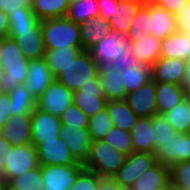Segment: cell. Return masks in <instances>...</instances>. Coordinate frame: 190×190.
I'll return each instance as SVG.
<instances>
[{"label": "cell", "mask_w": 190, "mask_h": 190, "mask_svg": "<svg viewBox=\"0 0 190 190\" xmlns=\"http://www.w3.org/2000/svg\"><path fill=\"white\" fill-rule=\"evenodd\" d=\"M45 49L82 47L79 24L67 17L41 20Z\"/></svg>", "instance_id": "1"}, {"label": "cell", "mask_w": 190, "mask_h": 190, "mask_svg": "<svg viewBox=\"0 0 190 190\" xmlns=\"http://www.w3.org/2000/svg\"><path fill=\"white\" fill-rule=\"evenodd\" d=\"M126 156L104 140L93 141L84 167L102 178H112L123 166Z\"/></svg>", "instance_id": "2"}, {"label": "cell", "mask_w": 190, "mask_h": 190, "mask_svg": "<svg viewBox=\"0 0 190 190\" xmlns=\"http://www.w3.org/2000/svg\"><path fill=\"white\" fill-rule=\"evenodd\" d=\"M98 71V64L90 51L83 50L55 79L69 90L76 91L89 83Z\"/></svg>", "instance_id": "3"}, {"label": "cell", "mask_w": 190, "mask_h": 190, "mask_svg": "<svg viewBox=\"0 0 190 190\" xmlns=\"http://www.w3.org/2000/svg\"><path fill=\"white\" fill-rule=\"evenodd\" d=\"M156 163L155 153L132 152L126 156L123 166L114 174L112 179L122 187L130 189L139 176Z\"/></svg>", "instance_id": "4"}, {"label": "cell", "mask_w": 190, "mask_h": 190, "mask_svg": "<svg viewBox=\"0 0 190 190\" xmlns=\"http://www.w3.org/2000/svg\"><path fill=\"white\" fill-rule=\"evenodd\" d=\"M39 165L36 146L33 144L13 146V150H10V157L3 171L0 173V176L9 182L12 178L28 172Z\"/></svg>", "instance_id": "5"}, {"label": "cell", "mask_w": 190, "mask_h": 190, "mask_svg": "<svg viewBox=\"0 0 190 190\" xmlns=\"http://www.w3.org/2000/svg\"><path fill=\"white\" fill-rule=\"evenodd\" d=\"M73 103L89 117L106 108L107 99L102 91L98 74L91 78L85 86L73 91Z\"/></svg>", "instance_id": "6"}, {"label": "cell", "mask_w": 190, "mask_h": 190, "mask_svg": "<svg viewBox=\"0 0 190 190\" xmlns=\"http://www.w3.org/2000/svg\"><path fill=\"white\" fill-rule=\"evenodd\" d=\"M43 177L42 190H70L84 164L74 165H40Z\"/></svg>", "instance_id": "7"}, {"label": "cell", "mask_w": 190, "mask_h": 190, "mask_svg": "<svg viewBox=\"0 0 190 190\" xmlns=\"http://www.w3.org/2000/svg\"><path fill=\"white\" fill-rule=\"evenodd\" d=\"M72 103L73 91L54 79L44 94L37 100V108L60 117Z\"/></svg>", "instance_id": "8"}, {"label": "cell", "mask_w": 190, "mask_h": 190, "mask_svg": "<svg viewBox=\"0 0 190 190\" xmlns=\"http://www.w3.org/2000/svg\"><path fill=\"white\" fill-rule=\"evenodd\" d=\"M128 45L129 42L124 35L111 29L108 35L89 51L100 68L110 65L113 60L119 59L124 54V48Z\"/></svg>", "instance_id": "9"}, {"label": "cell", "mask_w": 190, "mask_h": 190, "mask_svg": "<svg viewBox=\"0 0 190 190\" xmlns=\"http://www.w3.org/2000/svg\"><path fill=\"white\" fill-rule=\"evenodd\" d=\"M32 144L38 147L43 141L60 137V117L44 112L37 107L31 114Z\"/></svg>", "instance_id": "10"}, {"label": "cell", "mask_w": 190, "mask_h": 190, "mask_svg": "<svg viewBox=\"0 0 190 190\" xmlns=\"http://www.w3.org/2000/svg\"><path fill=\"white\" fill-rule=\"evenodd\" d=\"M157 162L172 166L173 164L190 160V133L177 132L155 152Z\"/></svg>", "instance_id": "11"}, {"label": "cell", "mask_w": 190, "mask_h": 190, "mask_svg": "<svg viewBox=\"0 0 190 190\" xmlns=\"http://www.w3.org/2000/svg\"><path fill=\"white\" fill-rule=\"evenodd\" d=\"M60 137L68 145L75 160L81 164H85L93 142L89 129L62 125Z\"/></svg>", "instance_id": "12"}, {"label": "cell", "mask_w": 190, "mask_h": 190, "mask_svg": "<svg viewBox=\"0 0 190 190\" xmlns=\"http://www.w3.org/2000/svg\"><path fill=\"white\" fill-rule=\"evenodd\" d=\"M125 100L138 117L151 118L158 114L156 83L153 80L127 94Z\"/></svg>", "instance_id": "13"}, {"label": "cell", "mask_w": 190, "mask_h": 190, "mask_svg": "<svg viewBox=\"0 0 190 190\" xmlns=\"http://www.w3.org/2000/svg\"><path fill=\"white\" fill-rule=\"evenodd\" d=\"M9 37L14 38L23 55L28 60H37L45 57L46 49L41 21L31 28L30 31L9 32Z\"/></svg>", "instance_id": "14"}, {"label": "cell", "mask_w": 190, "mask_h": 190, "mask_svg": "<svg viewBox=\"0 0 190 190\" xmlns=\"http://www.w3.org/2000/svg\"><path fill=\"white\" fill-rule=\"evenodd\" d=\"M37 150L40 165H74L78 163L61 137L43 141Z\"/></svg>", "instance_id": "15"}, {"label": "cell", "mask_w": 190, "mask_h": 190, "mask_svg": "<svg viewBox=\"0 0 190 190\" xmlns=\"http://www.w3.org/2000/svg\"><path fill=\"white\" fill-rule=\"evenodd\" d=\"M31 114L12 115L0 134L12 145L32 144Z\"/></svg>", "instance_id": "16"}, {"label": "cell", "mask_w": 190, "mask_h": 190, "mask_svg": "<svg viewBox=\"0 0 190 190\" xmlns=\"http://www.w3.org/2000/svg\"><path fill=\"white\" fill-rule=\"evenodd\" d=\"M186 66V60L160 57L151 66L152 80L181 85Z\"/></svg>", "instance_id": "17"}, {"label": "cell", "mask_w": 190, "mask_h": 190, "mask_svg": "<svg viewBox=\"0 0 190 190\" xmlns=\"http://www.w3.org/2000/svg\"><path fill=\"white\" fill-rule=\"evenodd\" d=\"M54 79L55 77L48 67L45 57L37 60H30L29 72L25 84L36 100L44 94Z\"/></svg>", "instance_id": "18"}, {"label": "cell", "mask_w": 190, "mask_h": 190, "mask_svg": "<svg viewBox=\"0 0 190 190\" xmlns=\"http://www.w3.org/2000/svg\"><path fill=\"white\" fill-rule=\"evenodd\" d=\"M102 91L107 101L122 100L126 98L127 92L122 79V73L111 65L99 68Z\"/></svg>", "instance_id": "19"}, {"label": "cell", "mask_w": 190, "mask_h": 190, "mask_svg": "<svg viewBox=\"0 0 190 190\" xmlns=\"http://www.w3.org/2000/svg\"><path fill=\"white\" fill-rule=\"evenodd\" d=\"M83 50L89 51L98 42L103 40L111 30V24L105 17L98 15L79 24Z\"/></svg>", "instance_id": "20"}, {"label": "cell", "mask_w": 190, "mask_h": 190, "mask_svg": "<svg viewBox=\"0 0 190 190\" xmlns=\"http://www.w3.org/2000/svg\"><path fill=\"white\" fill-rule=\"evenodd\" d=\"M170 184L169 166L157 162L133 183L129 190H161Z\"/></svg>", "instance_id": "21"}, {"label": "cell", "mask_w": 190, "mask_h": 190, "mask_svg": "<svg viewBox=\"0 0 190 190\" xmlns=\"http://www.w3.org/2000/svg\"><path fill=\"white\" fill-rule=\"evenodd\" d=\"M145 2L146 0H121L118 7H115L112 19L109 20L111 29L126 36L130 30L131 21Z\"/></svg>", "instance_id": "22"}, {"label": "cell", "mask_w": 190, "mask_h": 190, "mask_svg": "<svg viewBox=\"0 0 190 190\" xmlns=\"http://www.w3.org/2000/svg\"><path fill=\"white\" fill-rule=\"evenodd\" d=\"M130 133L134 152L155 153L152 118L139 117Z\"/></svg>", "instance_id": "23"}, {"label": "cell", "mask_w": 190, "mask_h": 190, "mask_svg": "<svg viewBox=\"0 0 190 190\" xmlns=\"http://www.w3.org/2000/svg\"><path fill=\"white\" fill-rule=\"evenodd\" d=\"M158 114L163 115L176 105L180 104L187 95L181 85L155 82Z\"/></svg>", "instance_id": "24"}, {"label": "cell", "mask_w": 190, "mask_h": 190, "mask_svg": "<svg viewBox=\"0 0 190 190\" xmlns=\"http://www.w3.org/2000/svg\"><path fill=\"white\" fill-rule=\"evenodd\" d=\"M176 31L175 15L151 2L150 34L163 40Z\"/></svg>", "instance_id": "25"}, {"label": "cell", "mask_w": 190, "mask_h": 190, "mask_svg": "<svg viewBox=\"0 0 190 190\" xmlns=\"http://www.w3.org/2000/svg\"><path fill=\"white\" fill-rule=\"evenodd\" d=\"M162 40L149 34L136 42H129L134 56L143 64L152 66L161 57Z\"/></svg>", "instance_id": "26"}, {"label": "cell", "mask_w": 190, "mask_h": 190, "mask_svg": "<svg viewBox=\"0 0 190 190\" xmlns=\"http://www.w3.org/2000/svg\"><path fill=\"white\" fill-rule=\"evenodd\" d=\"M190 54V39L187 34L176 31L162 40L161 57L187 60Z\"/></svg>", "instance_id": "27"}, {"label": "cell", "mask_w": 190, "mask_h": 190, "mask_svg": "<svg viewBox=\"0 0 190 190\" xmlns=\"http://www.w3.org/2000/svg\"><path fill=\"white\" fill-rule=\"evenodd\" d=\"M106 107L115 127L131 131L138 116L129 107L125 99L107 101Z\"/></svg>", "instance_id": "28"}, {"label": "cell", "mask_w": 190, "mask_h": 190, "mask_svg": "<svg viewBox=\"0 0 190 190\" xmlns=\"http://www.w3.org/2000/svg\"><path fill=\"white\" fill-rule=\"evenodd\" d=\"M30 62L1 63L4 74L0 81V92L8 93L16 86L26 83Z\"/></svg>", "instance_id": "29"}, {"label": "cell", "mask_w": 190, "mask_h": 190, "mask_svg": "<svg viewBox=\"0 0 190 190\" xmlns=\"http://www.w3.org/2000/svg\"><path fill=\"white\" fill-rule=\"evenodd\" d=\"M83 51V47L46 49L48 67L56 78Z\"/></svg>", "instance_id": "30"}, {"label": "cell", "mask_w": 190, "mask_h": 190, "mask_svg": "<svg viewBox=\"0 0 190 190\" xmlns=\"http://www.w3.org/2000/svg\"><path fill=\"white\" fill-rule=\"evenodd\" d=\"M8 95L13 115L32 114L37 107V100L25 83L16 86L13 90L8 92Z\"/></svg>", "instance_id": "31"}, {"label": "cell", "mask_w": 190, "mask_h": 190, "mask_svg": "<svg viewBox=\"0 0 190 190\" xmlns=\"http://www.w3.org/2000/svg\"><path fill=\"white\" fill-rule=\"evenodd\" d=\"M151 1L146 0L139 9L137 15L131 21V27L125 39L128 42H136L150 34Z\"/></svg>", "instance_id": "32"}, {"label": "cell", "mask_w": 190, "mask_h": 190, "mask_svg": "<svg viewBox=\"0 0 190 190\" xmlns=\"http://www.w3.org/2000/svg\"><path fill=\"white\" fill-rule=\"evenodd\" d=\"M31 8L41 21L50 18L66 17L69 3L67 0H34Z\"/></svg>", "instance_id": "33"}, {"label": "cell", "mask_w": 190, "mask_h": 190, "mask_svg": "<svg viewBox=\"0 0 190 190\" xmlns=\"http://www.w3.org/2000/svg\"><path fill=\"white\" fill-rule=\"evenodd\" d=\"M122 73L127 94L136 91L152 80L151 67L141 63L138 67L129 66Z\"/></svg>", "instance_id": "34"}, {"label": "cell", "mask_w": 190, "mask_h": 190, "mask_svg": "<svg viewBox=\"0 0 190 190\" xmlns=\"http://www.w3.org/2000/svg\"><path fill=\"white\" fill-rule=\"evenodd\" d=\"M163 115L177 132L190 133V97Z\"/></svg>", "instance_id": "35"}, {"label": "cell", "mask_w": 190, "mask_h": 190, "mask_svg": "<svg viewBox=\"0 0 190 190\" xmlns=\"http://www.w3.org/2000/svg\"><path fill=\"white\" fill-rule=\"evenodd\" d=\"M99 15L97 0H79L69 5L66 17L76 24L84 23Z\"/></svg>", "instance_id": "36"}, {"label": "cell", "mask_w": 190, "mask_h": 190, "mask_svg": "<svg viewBox=\"0 0 190 190\" xmlns=\"http://www.w3.org/2000/svg\"><path fill=\"white\" fill-rule=\"evenodd\" d=\"M43 187V177L40 165L28 172L12 178L8 182L9 190H42Z\"/></svg>", "instance_id": "37"}, {"label": "cell", "mask_w": 190, "mask_h": 190, "mask_svg": "<svg viewBox=\"0 0 190 190\" xmlns=\"http://www.w3.org/2000/svg\"><path fill=\"white\" fill-rule=\"evenodd\" d=\"M8 18L9 32L30 31L40 21L32 8H21V11L10 13Z\"/></svg>", "instance_id": "38"}, {"label": "cell", "mask_w": 190, "mask_h": 190, "mask_svg": "<svg viewBox=\"0 0 190 190\" xmlns=\"http://www.w3.org/2000/svg\"><path fill=\"white\" fill-rule=\"evenodd\" d=\"M113 127L107 107L90 117L88 129L93 141L103 140Z\"/></svg>", "instance_id": "39"}, {"label": "cell", "mask_w": 190, "mask_h": 190, "mask_svg": "<svg viewBox=\"0 0 190 190\" xmlns=\"http://www.w3.org/2000/svg\"><path fill=\"white\" fill-rule=\"evenodd\" d=\"M103 140L125 155L134 152L130 131L114 126Z\"/></svg>", "instance_id": "40"}, {"label": "cell", "mask_w": 190, "mask_h": 190, "mask_svg": "<svg viewBox=\"0 0 190 190\" xmlns=\"http://www.w3.org/2000/svg\"><path fill=\"white\" fill-rule=\"evenodd\" d=\"M170 169V184L175 190H190V160L173 164Z\"/></svg>", "instance_id": "41"}, {"label": "cell", "mask_w": 190, "mask_h": 190, "mask_svg": "<svg viewBox=\"0 0 190 190\" xmlns=\"http://www.w3.org/2000/svg\"><path fill=\"white\" fill-rule=\"evenodd\" d=\"M1 63L30 62L22 53L14 38L6 37L0 40Z\"/></svg>", "instance_id": "42"}, {"label": "cell", "mask_w": 190, "mask_h": 190, "mask_svg": "<svg viewBox=\"0 0 190 190\" xmlns=\"http://www.w3.org/2000/svg\"><path fill=\"white\" fill-rule=\"evenodd\" d=\"M152 118V127L155 136V152L161 147V143L166 142L173 137L177 131L170 125L164 115H154Z\"/></svg>", "instance_id": "43"}, {"label": "cell", "mask_w": 190, "mask_h": 190, "mask_svg": "<svg viewBox=\"0 0 190 190\" xmlns=\"http://www.w3.org/2000/svg\"><path fill=\"white\" fill-rule=\"evenodd\" d=\"M60 121L62 125L88 128L90 117L72 103L60 116Z\"/></svg>", "instance_id": "44"}, {"label": "cell", "mask_w": 190, "mask_h": 190, "mask_svg": "<svg viewBox=\"0 0 190 190\" xmlns=\"http://www.w3.org/2000/svg\"><path fill=\"white\" fill-rule=\"evenodd\" d=\"M102 179L96 172L83 169L70 190H97L99 181Z\"/></svg>", "instance_id": "45"}, {"label": "cell", "mask_w": 190, "mask_h": 190, "mask_svg": "<svg viewBox=\"0 0 190 190\" xmlns=\"http://www.w3.org/2000/svg\"><path fill=\"white\" fill-rule=\"evenodd\" d=\"M140 64L141 61L134 56L130 45H128L124 48V54L119 59L113 60L110 65L118 70H125L126 67H138Z\"/></svg>", "instance_id": "46"}, {"label": "cell", "mask_w": 190, "mask_h": 190, "mask_svg": "<svg viewBox=\"0 0 190 190\" xmlns=\"http://www.w3.org/2000/svg\"><path fill=\"white\" fill-rule=\"evenodd\" d=\"M177 31L190 33V0L187 4L175 14Z\"/></svg>", "instance_id": "47"}, {"label": "cell", "mask_w": 190, "mask_h": 190, "mask_svg": "<svg viewBox=\"0 0 190 190\" xmlns=\"http://www.w3.org/2000/svg\"><path fill=\"white\" fill-rule=\"evenodd\" d=\"M34 0H0V11L7 15L21 11V8H31Z\"/></svg>", "instance_id": "48"}, {"label": "cell", "mask_w": 190, "mask_h": 190, "mask_svg": "<svg viewBox=\"0 0 190 190\" xmlns=\"http://www.w3.org/2000/svg\"><path fill=\"white\" fill-rule=\"evenodd\" d=\"M11 108L8 93L0 92V128H2L13 115Z\"/></svg>", "instance_id": "49"}, {"label": "cell", "mask_w": 190, "mask_h": 190, "mask_svg": "<svg viewBox=\"0 0 190 190\" xmlns=\"http://www.w3.org/2000/svg\"><path fill=\"white\" fill-rule=\"evenodd\" d=\"M120 1L121 0H97L99 15L105 17L107 20H111L112 15H114L115 7H118Z\"/></svg>", "instance_id": "50"}, {"label": "cell", "mask_w": 190, "mask_h": 190, "mask_svg": "<svg viewBox=\"0 0 190 190\" xmlns=\"http://www.w3.org/2000/svg\"><path fill=\"white\" fill-rule=\"evenodd\" d=\"M155 5L165 8L167 11L175 15L188 2V0H150Z\"/></svg>", "instance_id": "51"}, {"label": "cell", "mask_w": 190, "mask_h": 190, "mask_svg": "<svg viewBox=\"0 0 190 190\" xmlns=\"http://www.w3.org/2000/svg\"><path fill=\"white\" fill-rule=\"evenodd\" d=\"M10 150H13V146L0 134V173L10 157Z\"/></svg>", "instance_id": "52"}, {"label": "cell", "mask_w": 190, "mask_h": 190, "mask_svg": "<svg viewBox=\"0 0 190 190\" xmlns=\"http://www.w3.org/2000/svg\"><path fill=\"white\" fill-rule=\"evenodd\" d=\"M97 190H129V189L122 187L112 178H102L99 181Z\"/></svg>", "instance_id": "53"}, {"label": "cell", "mask_w": 190, "mask_h": 190, "mask_svg": "<svg viewBox=\"0 0 190 190\" xmlns=\"http://www.w3.org/2000/svg\"><path fill=\"white\" fill-rule=\"evenodd\" d=\"M9 37V18L6 13L0 11V40Z\"/></svg>", "instance_id": "54"}, {"label": "cell", "mask_w": 190, "mask_h": 190, "mask_svg": "<svg viewBox=\"0 0 190 190\" xmlns=\"http://www.w3.org/2000/svg\"><path fill=\"white\" fill-rule=\"evenodd\" d=\"M187 97H190V64L187 63L185 74L181 83Z\"/></svg>", "instance_id": "55"}, {"label": "cell", "mask_w": 190, "mask_h": 190, "mask_svg": "<svg viewBox=\"0 0 190 190\" xmlns=\"http://www.w3.org/2000/svg\"><path fill=\"white\" fill-rule=\"evenodd\" d=\"M0 190H8V182L0 176Z\"/></svg>", "instance_id": "56"}, {"label": "cell", "mask_w": 190, "mask_h": 190, "mask_svg": "<svg viewBox=\"0 0 190 190\" xmlns=\"http://www.w3.org/2000/svg\"><path fill=\"white\" fill-rule=\"evenodd\" d=\"M3 74H4V70H3V66L1 64V60H0V81H1V78L3 77Z\"/></svg>", "instance_id": "57"}, {"label": "cell", "mask_w": 190, "mask_h": 190, "mask_svg": "<svg viewBox=\"0 0 190 190\" xmlns=\"http://www.w3.org/2000/svg\"><path fill=\"white\" fill-rule=\"evenodd\" d=\"M161 190H175L171 184Z\"/></svg>", "instance_id": "58"}, {"label": "cell", "mask_w": 190, "mask_h": 190, "mask_svg": "<svg viewBox=\"0 0 190 190\" xmlns=\"http://www.w3.org/2000/svg\"><path fill=\"white\" fill-rule=\"evenodd\" d=\"M187 36H188V38L190 39V33L189 34H187ZM187 63H189L190 64V54H189V56H188V58H187Z\"/></svg>", "instance_id": "59"}, {"label": "cell", "mask_w": 190, "mask_h": 190, "mask_svg": "<svg viewBox=\"0 0 190 190\" xmlns=\"http://www.w3.org/2000/svg\"><path fill=\"white\" fill-rule=\"evenodd\" d=\"M67 1H68L69 5H70V4H73V3H75V2H77L79 0H67Z\"/></svg>", "instance_id": "60"}]
</instances>
